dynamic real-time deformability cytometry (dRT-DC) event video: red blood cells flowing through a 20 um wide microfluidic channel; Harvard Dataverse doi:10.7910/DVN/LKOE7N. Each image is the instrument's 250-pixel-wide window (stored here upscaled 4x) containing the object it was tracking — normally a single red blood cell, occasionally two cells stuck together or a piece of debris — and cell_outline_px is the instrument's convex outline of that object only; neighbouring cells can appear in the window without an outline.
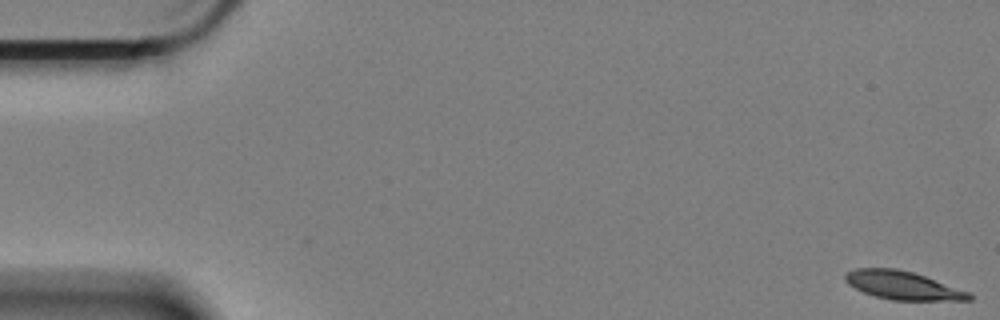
{"species": "Egyptian fruit bat (a non-hibernating species)", "species_latin": "Rousettus aegyptiacus", "temperature_condition": "cold", "stored_images_in_passage": 16, "camera_frame_rate_fps": 3000, "um_per_image_px": 0.085, "animal": {"sex": "female"}, "frame": {"image": 1, "passage_image": 1, "time_ms": 0.0, "image_size_px": [1000, 320], "cell_outline_px": [[972, 300], [892, 300], [876, 296], [864, 292], [848, 284], [844, 280], [844, 276], [848, 272], [856, 268], [896, 268], [912, 272], [924, 276], [968, 292], [972, 296]], "centroid_in_image_um": [76.69, 24.25], "position_along_channel_um": 8.3, "area_um2": 20.06}}